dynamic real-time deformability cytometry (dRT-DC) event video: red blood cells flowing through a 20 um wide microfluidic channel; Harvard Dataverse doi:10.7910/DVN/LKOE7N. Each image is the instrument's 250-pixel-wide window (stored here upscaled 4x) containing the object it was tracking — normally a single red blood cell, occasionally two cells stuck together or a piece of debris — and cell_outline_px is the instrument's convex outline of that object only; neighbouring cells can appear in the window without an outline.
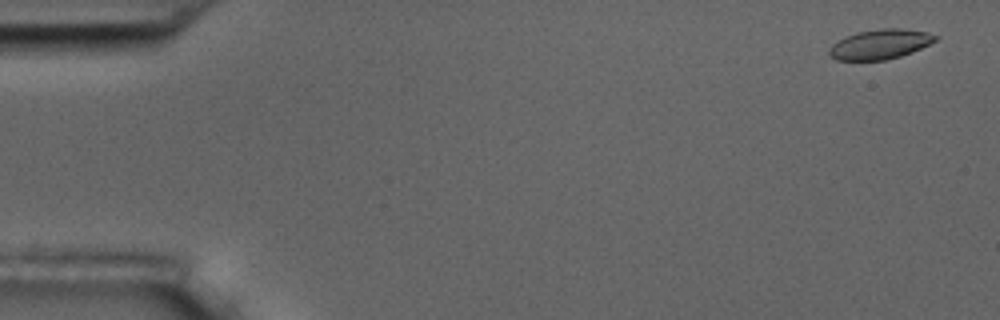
{"species": "common noctule bat (a hibernating species)", "species_latin": "Nyctalus noctula", "temperature_condition": "room temperature", "stored_images_in_passage": 4, "camera_frame_rate_fps": 3000, "um_per_image_px": 0.085, "animal": {"sex": "male", "body_mass_g": 17.5, "forearm_length_mm": 52.3}, "frame": {"image": 1, "passage_image": 1, "time_ms": 0.0, "image_size_px": [1000, 320], "cell_outline_px": [[940, 36], [936, 40], [912, 52], [900, 56], [884, 60], [836, 60], [828, 52], [828, 48], [832, 44], [856, 32], [880, 28], [900, 28], [928, 32]], "centroid_in_image_um": [74.82, 3.75], "position_along_channel_um": 10.2, "area_um2": 18.32}}
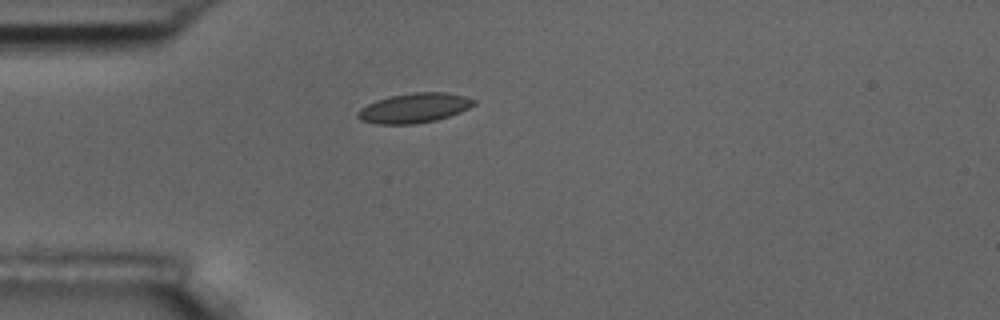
{"frame": {"image": 2, "passage_image": 4, "time_ms": 4.333, "image_size_px": [1000, 320], "cell_outline_px": [[476, 104], [460, 112], [436, 120], [412, 124], [380, 124], [360, 120], [356, 116], [356, 112], [360, 108], [376, 100], [388, 96], [412, 92], [448, 92], [464, 96], [476, 100]], "centroid_in_image_um": [35.19, 9.17], "position_along_channel_um": 49.8, "area_um2": 20.17}}